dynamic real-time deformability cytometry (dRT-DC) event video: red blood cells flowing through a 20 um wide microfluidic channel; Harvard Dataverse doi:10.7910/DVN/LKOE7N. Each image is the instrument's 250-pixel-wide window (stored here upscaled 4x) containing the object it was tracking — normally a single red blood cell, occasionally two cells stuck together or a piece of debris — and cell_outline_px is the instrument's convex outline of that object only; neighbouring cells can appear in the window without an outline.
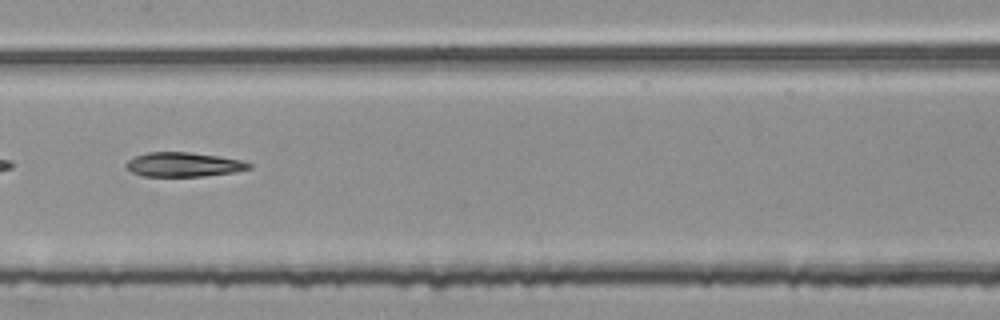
{"species": "common noctule bat (a hibernating species)", "species_latin": "Nyctalus noctula", "temperature_condition": "room temperature", "stored_images_in_passage": 47, "segment_of_instrument_passage": [2, 2], "camera_frame_rate_fps": 3000, "um_per_image_px": 0.085, "animal": {"sex": "female", "body_mass_g": 25.1}, "frame": {"image": 1, "passage_image": 21, "time_ms": 6.667, "image_size_px": [1000, 320], "cell_outline_px": [[252, 168], [232, 172], [204, 176], [144, 176], [132, 172], [124, 164], [132, 156], [148, 152], [188, 152], [220, 156], [244, 160], [252, 164]], "centroid_in_image_um": [15.61, 13.97], "position_along_channel_um": 191.8, "area_um2": 17.51}}
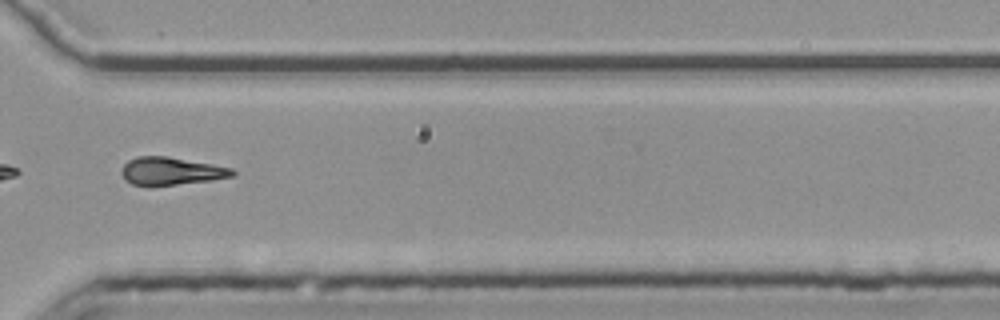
{"frame": {"image": 2, "passage_image": 34, "time_ms": 11.0, "image_size_px": [1000, 320], "cell_outline_px": [[236, 172], [232, 176], [212, 180], [152, 188], [148, 188], [132, 184], [124, 180], [120, 172], [124, 164], [128, 160], [136, 156], [168, 156], [232, 168]], "centroid_in_image_um": [14.47, 14.58], "position_along_channel_um": 356.1, "area_um2": 18.5}}
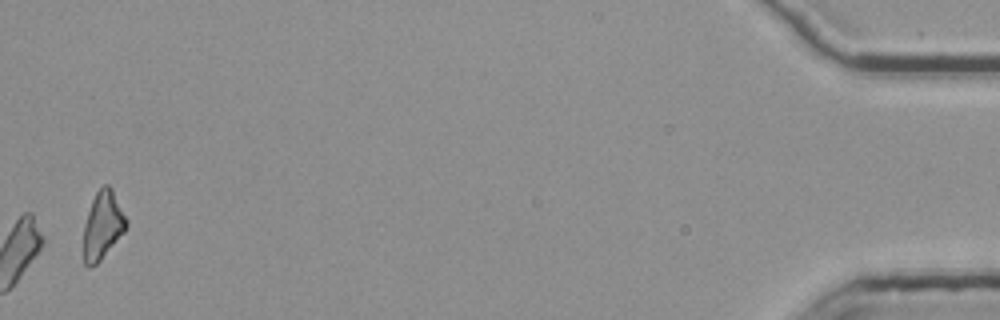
{"frame": {"image": 3, "passage_image": 47, "time_ms": 15.333, "image_size_px": [1000, 320], "cell_outline_px": [[128, 224], [124, 232], [100, 260], [96, 264], [88, 268], [84, 264], [84, 224], [92, 200], [96, 192], [104, 184], [108, 184], [112, 188], [128, 220]], "centroid_in_image_um": [8.74, 19.13], "position_along_channel_um": 426.5, "area_um2": 16.82}}